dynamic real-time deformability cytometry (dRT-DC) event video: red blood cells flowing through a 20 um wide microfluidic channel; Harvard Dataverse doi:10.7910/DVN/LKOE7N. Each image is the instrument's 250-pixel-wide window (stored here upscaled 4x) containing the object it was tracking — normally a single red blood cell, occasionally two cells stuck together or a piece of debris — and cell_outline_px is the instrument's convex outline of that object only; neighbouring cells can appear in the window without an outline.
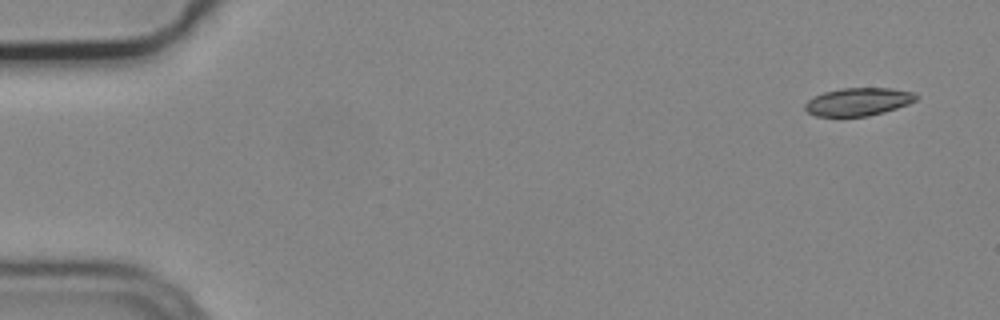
{"species": "common noctule bat (a hibernating species)", "species_latin": "Nyctalus noctula", "temperature_condition": "cold", "stored_images_in_passage": 4, "camera_frame_rate_fps": 3000, "um_per_image_px": 0.085, "animal": {"sex": "male", "body_mass_g": 19.2, "forearm_length_mm": 51.8}, "frame": {"image": 1, "passage_image": 1, "time_ms": 0.0, "image_size_px": [1000, 320], "cell_outline_px": [[916, 100], [908, 104], [884, 112], [868, 116], [816, 116], [808, 112], [804, 108], [804, 104], [812, 96], [824, 92], [840, 88], [892, 88], [916, 92]], "centroid_in_image_um": [72.94, 8.64], "position_along_channel_um": 12.1, "area_um2": 18.15}}
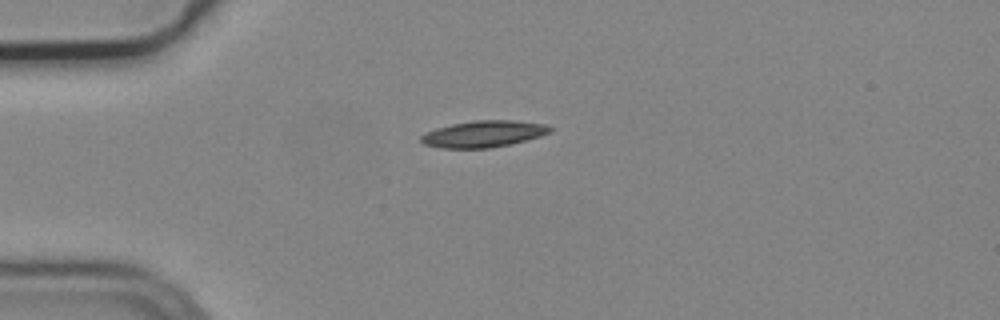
{"frame": {"image": 2, "passage_image": 4, "time_ms": 1.0, "image_size_px": [1000, 320], "cell_outline_px": [[556, 128], [552, 132], [540, 136], [508, 144], [488, 148], [440, 148], [424, 144], [420, 140], [420, 136], [424, 132], [436, 128], [452, 124], [472, 120], [516, 120], [548, 124]], "centroid_in_image_um": [41.13, 11.36], "position_along_channel_um": 43.9, "area_um2": 20.17}}